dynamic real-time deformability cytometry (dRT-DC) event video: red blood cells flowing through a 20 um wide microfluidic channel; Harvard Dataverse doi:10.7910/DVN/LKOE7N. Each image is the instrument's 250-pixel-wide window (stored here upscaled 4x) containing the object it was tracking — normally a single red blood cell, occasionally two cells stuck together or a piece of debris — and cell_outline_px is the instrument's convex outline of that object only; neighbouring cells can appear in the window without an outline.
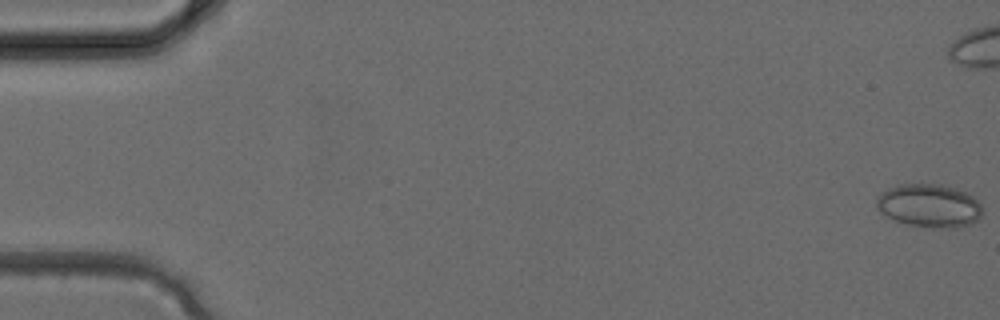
{"species": "common noctule bat (a hibernating species)", "species_latin": "Nyctalus noctula", "temperature_condition": "cold", "stored_images_in_passage": 6, "camera_frame_rate_fps": 3000, "um_per_image_px": 0.085, "animal": {"sex": "female", "body_mass_g": 24.6, "forearm_length_mm": 56.2}, "frame": {"image": 1, "passage_image": 1, "time_ms": 0.0, "image_size_px": [1000, 320], "cell_outline_px": [[980, 216], [976, 220], [968, 224], [956, 228], [936, 228], [908, 224], [896, 220], [880, 212], [876, 208], [876, 200], [888, 188], [900, 184], [940, 184], [956, 188], [972, 196], [980, 204]], "centroid_in_image_um": [78.97, 17.48], "position_along_channel_um": 6.0, "area_um2": 26.3}}